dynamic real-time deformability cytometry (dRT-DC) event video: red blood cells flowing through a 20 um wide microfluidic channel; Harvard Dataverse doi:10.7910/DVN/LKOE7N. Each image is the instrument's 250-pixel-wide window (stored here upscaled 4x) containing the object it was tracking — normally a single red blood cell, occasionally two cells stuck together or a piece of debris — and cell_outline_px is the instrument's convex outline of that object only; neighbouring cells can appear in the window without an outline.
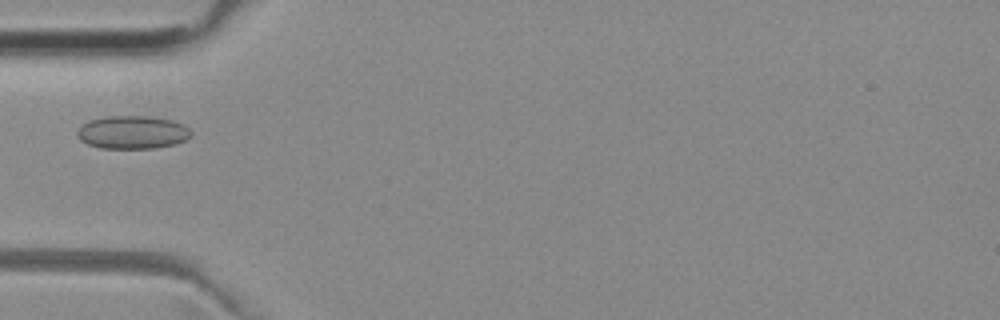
{"species": "common noctule bat (a hibernating species)", "species_latin": "Nyctalus noctula", "temperature_condition": "room temperature", "stored_images_in_passage": 36, "camera_frame_rate_fps": 3000, "um_per_image_px": 0.085, "animal": {"sex": "female", "body_mass_g": 29.2, "forearm_length_mm": 56.3}, "frame": {"image": 1, "passage_image": 1, "time_ms": 0.0, "image_size_px": [1000, 320], "cell_outline_px": [[192, 136], [176, 144], [156, 148], [100, 148], [88, 144], [80, 140], [76, 136], [76, 132], [88, 120], [104, 116], [144, 116], [172, 120], [184, 124], [192, 132]], "centroid_in_image_um": [11.26, 11.25], "position_along_channel_um": 73.7, "area_um2": 22.08}}
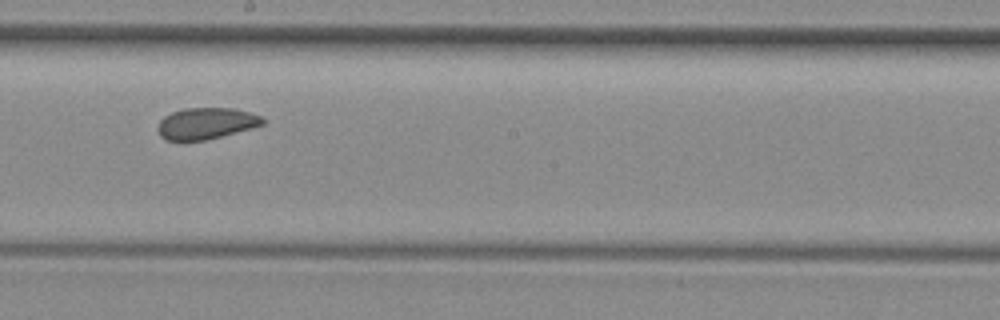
{"frame": {"image": 2, "passage_image": 13, "time_ms": 4.0, "image_size_px": [1000, 320], "cell_outline_px": [[264, 124], [252, 128], [208, 140], [164, 140], [160, 136], [156, 128], [160, 120], [164, 116], [172, 112], [184, 108], [232, 108], [264, 116]], "centroid_in_image_um": [17.51, 10.49], "position_along_channel_um": 230.7, "area_um2": 19.36}}
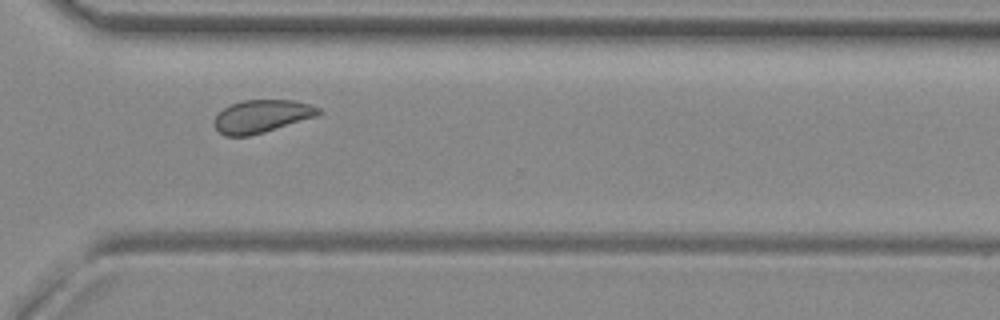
{"frame": {"image": 3, "passage_image": 22, "time_ms": 7.0, "image_size_px": [1000, 320], "cell_outline_px": [[320, 112], [316, 116], [264, 132], [248, 136], [224, 136], [216, 128], [216, 116], [224, 108], [232, 104], [244, 100], [296, 100], [320, 108]], "centroid_in_image_um": [22.25, 9.88], "position_along_channel_um": 348.3, "area_um2": 19.54}}